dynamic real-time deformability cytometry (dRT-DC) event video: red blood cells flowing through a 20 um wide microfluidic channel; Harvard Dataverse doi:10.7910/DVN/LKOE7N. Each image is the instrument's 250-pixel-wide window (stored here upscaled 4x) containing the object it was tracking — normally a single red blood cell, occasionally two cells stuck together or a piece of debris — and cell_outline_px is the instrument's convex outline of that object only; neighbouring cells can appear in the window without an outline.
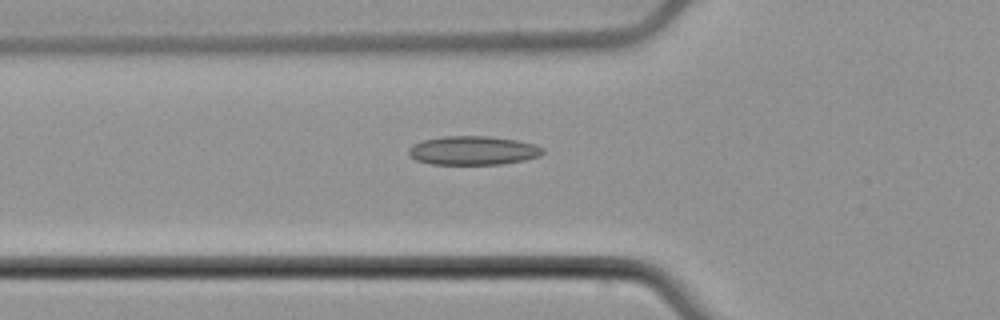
{"species": "common noctule bat (a hibernating species)", "species_latin": "Nyctalus noctula", "temperature_condition": "cold", "stored_images_in_passage": 13, "camera_frame_rate_fps": 3000, "um_per_image_px": 0.085, "animal": {"sex": "male", "body_mass_g": 21.5, "forearm_length_mm": 52.0}, "frame": {"image": 1, "passage_image": 10, "time_ms": 3.0, "image_size_px": [1000, 320], "cell_outline_px": [[544, 152], [540, 156], [524, 160], [504, 164], [432, 164], [416, 160], [408, 156], [408, 148], [412, 144], [424, 140], [444, 136], [488, 136], [516, 140], [532, 144], [544, 148]], "centroid_in_image_um": [40.18, 12.79], "position_along_channel_um": 85.6, "area_um2": 22.6}}
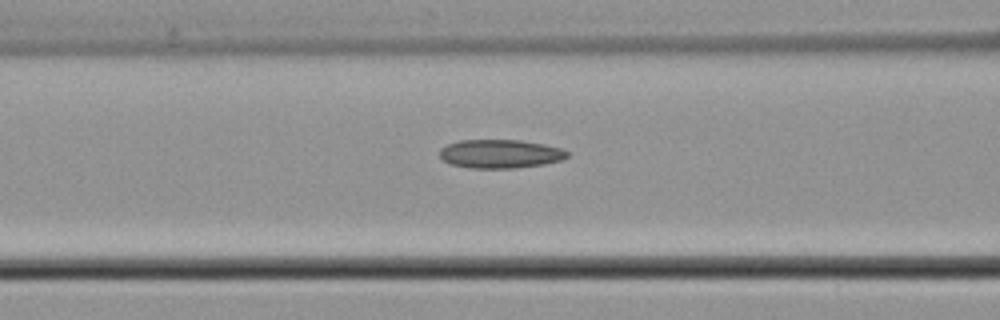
{"frame": {"image": 2, "passage_image": 13, "time_ms": 4.0, "image_size_px": [1000, 320], "cell_outline_px": [[568, 156], [560, 160], [544, 164], [516, 168], [472, 168], [452, 164], [444, 160], [440, 156], [440, 148], [448, 144], [460, 140], [520, 140], [544, 144], [560, 148], [568, 152]], "centroid_in_image_um": [42.52, 13.07], "position_along_channel_um": 124.1, "area_um2": 21.15}}